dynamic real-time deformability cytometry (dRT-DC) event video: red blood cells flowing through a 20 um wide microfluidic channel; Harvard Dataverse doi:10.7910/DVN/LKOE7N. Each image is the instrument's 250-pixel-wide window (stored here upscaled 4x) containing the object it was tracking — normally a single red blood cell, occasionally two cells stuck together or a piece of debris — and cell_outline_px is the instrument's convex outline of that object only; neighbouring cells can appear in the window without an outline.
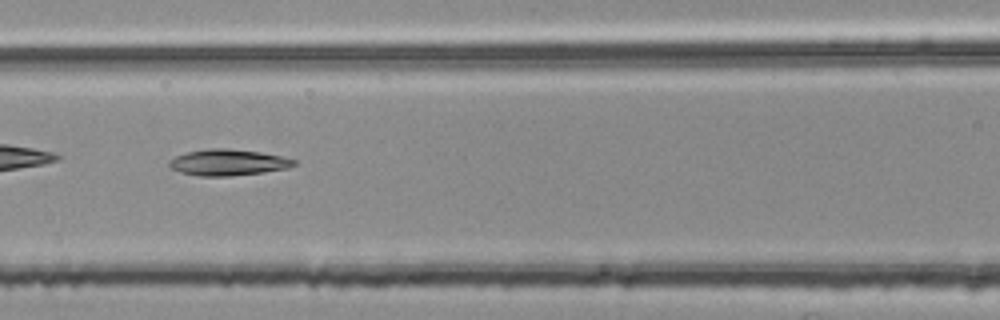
{"species": "common noctule bat (a hibernating species)", "species_latin": "Nyctalus noctula", "temperature_condition": "room temperature", "stored_images_in_passage": 35, "camera_frame_rate_fps": 3000, "um_per_image_px": 0.085, "animal": {"sex": "female", "body_mass_g": 25.1}, "frame": {"image": 1, "passage_image": 11, "time_ms": 3.333, "image_size_px": [1000, 320], "cell_outline_px": [[296, 164], [288, 168], [260, 172], [228, 176], [200, 176], [180, 172], [172, 168], [168, 164], [168, 160], [176, 156], [188, 152], [208, 148], [228, 148], [260, 152], [280, 156], [296, 160]], "centroid_in_image_um": [19.36, 13.8], "position_along_channel_um": 147.2, "area_um2": 18.84}, "authors_computed_cell_mechanics": {"area_um2": 18.207, "velocity_mm_per_s": 3.781, "shape_relaxation_time_tau1_ms": 7.9474, "shape_relaxation_time_tau2_ms": null, "deformation_change_tau1": 0.1984, "deformation_change_tau2": null}}